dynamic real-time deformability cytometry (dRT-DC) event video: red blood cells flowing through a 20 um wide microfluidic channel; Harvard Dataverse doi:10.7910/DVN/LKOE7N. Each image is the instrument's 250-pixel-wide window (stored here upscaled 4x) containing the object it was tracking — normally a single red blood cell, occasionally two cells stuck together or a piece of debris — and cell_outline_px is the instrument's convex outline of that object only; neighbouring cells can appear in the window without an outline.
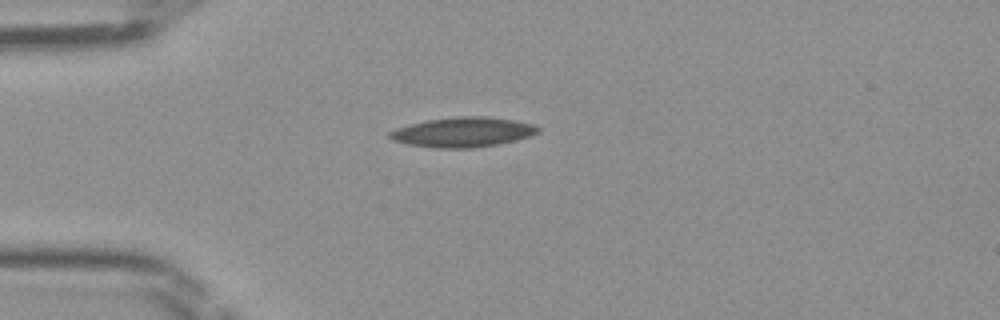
{"species": "Egyptian fruit bat (a non-hibernating species)", "species_latin": "Rousettus aegyptiacus", "temperature_condition": "room temperature", "stored_images_in_passage": 36, "camera_frame_rate_fps": 3000, "um_per_image_px": 0.085, "frame": {"image": 1, "passage_image": 1, "time_ms": 0.0, "image_size_px": [1000, 320], "cell_outline_px": [[540, 132], [516, 140], [500, 144], [472, 148], [432, 148], [408, 144], [392, 140], [388, 136], [388, 132], [396, 128], [408, 124], [428, 120], [456, 116], [488, 116], [516, 120], [536, 124], [540, 128]], "centroid_in_image_um": [39.36, 11.23], "position_along_channel_um": 45.6, "area_um2": 26.13}}
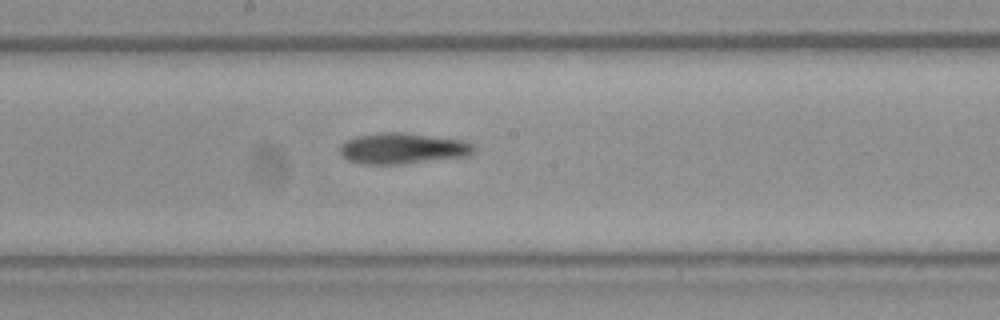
{"frame": {"image": 2, "passage_image": 14, "time_ms": 4.333, "image_size_px": [1000, 320], "cell_outline_px": [[476, 152], [468, 156], [404, 164], [360, 164], [348, 160], [340, 152], [340, 144], [356, 136], [380, 132], [404, 132], [464, 140], [476, 144]], "centroid_in_image_um": [34.29, 12.61], "position_along_channel_um": 213.9, "area_um2": 24.51}}
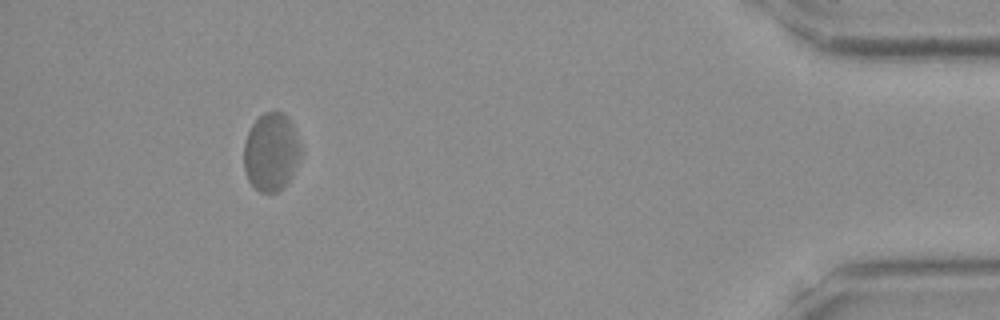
{"frame": {"image": 3, "passage_image": 32, "time_ms": 10.333, "image_size_px": [1000, 320], "cell_outline_px": [[300, 160], [296, 168], [288, 180], [276, 192], [260, 192], [248, 180], [244, 168], [244, 144], [248, 132], [252, 124], [264, 112], [284, 112], [288, 116], [300, 140]], "centroid_in_image_um": [23.05, 12.89], "position_along_channel_um": 412.1, "area_um2": 25.78}}